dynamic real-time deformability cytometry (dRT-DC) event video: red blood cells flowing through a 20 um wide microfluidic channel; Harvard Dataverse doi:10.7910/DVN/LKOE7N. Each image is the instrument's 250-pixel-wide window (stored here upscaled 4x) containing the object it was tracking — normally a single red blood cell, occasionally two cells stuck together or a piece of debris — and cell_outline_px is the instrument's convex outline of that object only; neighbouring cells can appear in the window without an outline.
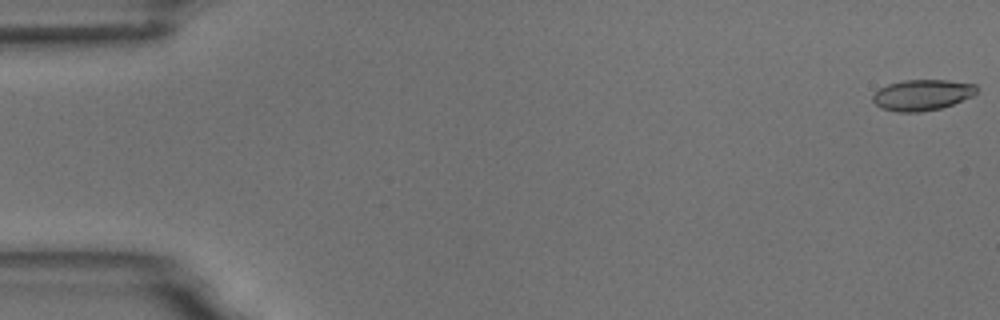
{"species": "common noctule bat (a hibernating species)", "species_latin": "Nyctalus noctula", "temperature_condition": "room temperature", "stored_images_in_passage": 6, "camera_frame_rate_fps": 3000, "um_per_image_px": 0.085, "animal": {"sex": "male", "body_mass_g": 18.8}, "frame": {"image": 1, "passage_image": 6, "time_ms": 6.333, "image_size_px": [1000, 320], "cell_outline_px": [[976, 92], [972, 96], [952, 104], [940, 108], [920, 112], [896, 112], [880, 108], [872, 100], [872, 96], [880, 88], [888, 84], [904, 80], [948, 80], [976, 84]], "centroid_in_image_um": [78.36, 8.07], "position_along_channel_um": 6.6, "area_um2": 18.61}}